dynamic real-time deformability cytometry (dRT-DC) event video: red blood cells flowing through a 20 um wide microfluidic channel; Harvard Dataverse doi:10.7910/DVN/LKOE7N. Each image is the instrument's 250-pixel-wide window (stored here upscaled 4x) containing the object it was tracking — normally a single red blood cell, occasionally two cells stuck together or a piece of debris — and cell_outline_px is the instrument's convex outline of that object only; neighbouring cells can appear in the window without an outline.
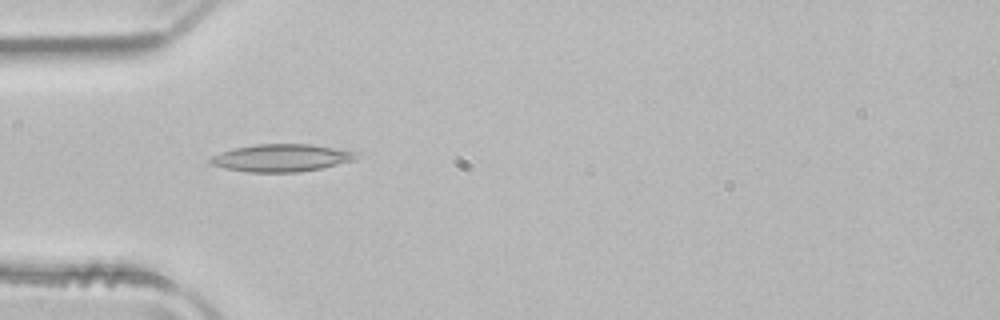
{"species": "common noctule bat (a hibernating species)", "species_latin": "Nyctalus noctula", "temperature_condition": "room temperature", "stored_images_in_passage": 37, "camera_frame_rate_fps": 3000, "um_per_image_px": 0.085, "animal": {"sex": "male", "body_mass_g": 21.5, "forearm_length_mm": 52.0}, "frame": {"image": 1, "passage_image": 2, "time_ms": 0.333, "image_size_px": [1000, 320], "cell_outline_px": [[360, 152], [356, 160], [320, 168], [300, 172], [248, 172], [224, 168], [212, 164], [208, 160], [212, 156], [220, 152], [232, 148], [256, 144], [312, 144]], "centroid_in_image_um": [23.94, 13.41], "position_along_channel_um": 61.1, "area_um2": 23.52}}
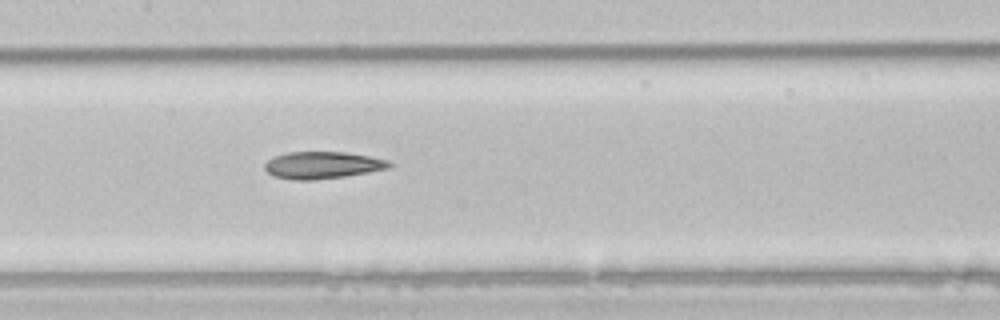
{"frame": {"image": 2, "passage_image": 11, "time_ms": 3.333, "image_size_px": [1000, 320], "cell_outline_px": [[392, 164], [388, 168], [368, 172], [344, 176], [312, 180], [292, 180], [272, 176], [264, 168], [264, 164], [268, 160], [276, 156], [288, 152], [344, 152], [368, 156], [388, 160]], "centroid_in_image_um": [27.37, 14.04], "position_along_channel_um": 180.0, "area_um2": 19.48}}
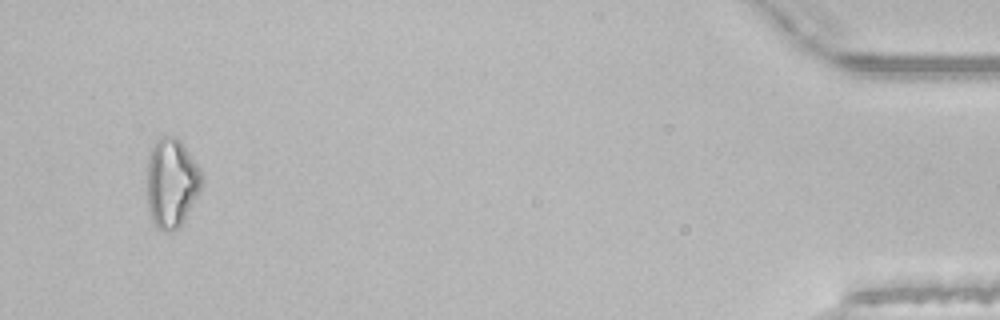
{"frame": {"image": 3, "passage_image": 35, "time_ms": 11.333, "image_size_px": [1000, 320], "cell_outline_px": [[204, 180], [184, 220], [176, 228], [156, 228], [152, 220], [148, 208], [148, 160], [152, 148], [156, 140], [160, 136], [172, 136], [184, 148], [196, 164], [204, 176]], "centroid_in_image_um": [14.57, 15.53], "position_along_channel_um": 420.6, "area_um2": 27.4}, "authors_computed_cell_mechanics": {"area_um2": 20.23, "velocity_mm_per_s": 4.0199, "shape_relaxation_time_tau1_ms": null, "shape_relaxation_time_tau2_ms": 5.1361, "deformation_change_tau1": null, "deformation_change_tau2": 0.1655}}